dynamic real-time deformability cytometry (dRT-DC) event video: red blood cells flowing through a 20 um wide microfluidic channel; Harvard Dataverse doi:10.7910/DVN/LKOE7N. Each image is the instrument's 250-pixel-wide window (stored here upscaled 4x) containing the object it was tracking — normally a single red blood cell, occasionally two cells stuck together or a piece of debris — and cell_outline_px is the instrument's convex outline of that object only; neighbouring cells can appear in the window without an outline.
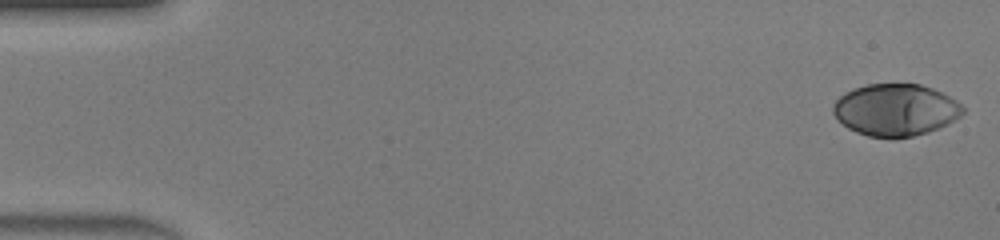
{"species": "human", "species_latin": "Homo sapiens", "temperature_condition": "warm", "stored_images_in_passage": 46, "camera_frame_rate_fps": 3000, "um_per_image_px": 0.085, "donor": {"sex": "male"}, "frame": {"image": 1, "passage_image": 1, "time_ms": 0.0, "image_size_px": [1000, 240], "cell_outline_px": [[964, 112], [960, 116], [928, 132], [912, 136], [892, 140], [868, 136], [856, 132], [848, 128], [832, 112], [832, 104], [844, 92], [852, 88], [868, 84], [920, 84], [932, 88], [956, 100], [964, 108]], "centroid_in_image_um": [76.08, 9.35], "position_along_channel_um": 8.9, "area_um2": 39.36}}
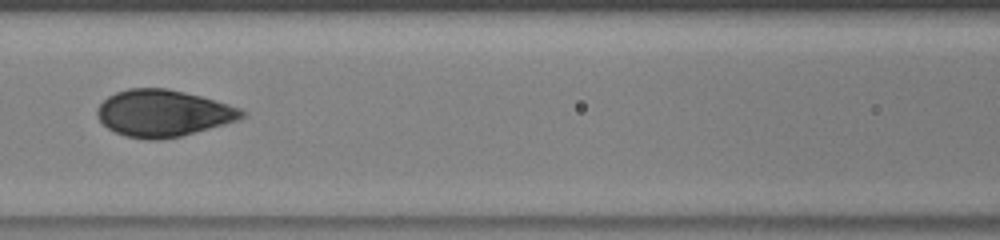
{"frame": {"image": 2, "passage_image": 21, "time_ms": 6.667, "image_size_px": [1000, 240], "cell_outline_px": [[248, 112], [240, 120], [180, 136], [160, 140], [148, 140], [124, 136], [108, 128], [100, 120], [96, 112], [96, 108], [108, 96], [116, 92], [128, 88], [168, 88], [200, 96], [228, 104], [240, 108]], "centroid_in_image_um": [13.87, 9.62], "position_along_channel_um": 152.7, "area_um2": 39.42}}
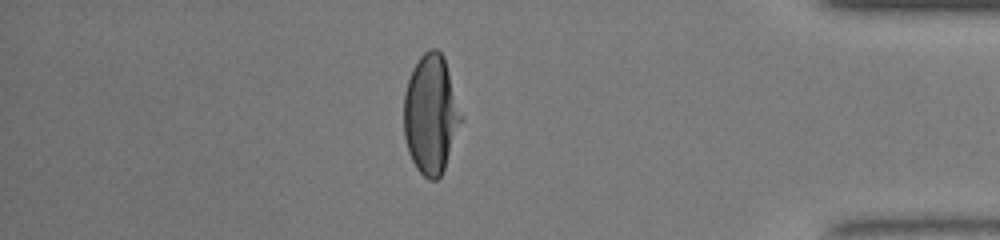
{"frame": {"image": 3, "passage_image": 40, "time_ms": 13.0, "image_size_px": [1000, 240], "cell_outline_px": [[464, 120], [444, 168], [440, 176], [436, 180], [428, 180], [416, 168], [408, 152], [404, 136], [404, 92], [412, 68], [420, 56], [428, 48], [436, 48], [444, 56], [464, 116]], "centroid_in_image_um": [36.65, 9.7], "position_along_channel_um": 398.6, "area_um2": 40.4}, "authors_computed_cell_mechanics": {"area_um2": 39.6508, "velocity_mm_per_s": 4.4294, "shape_relaxation_time_tau1_ms": 4.7258, "shape_relaxation_time_tau2_ms": null, "deformation_change_tau1": 0.2409, "deformation_change_tau2": null}}